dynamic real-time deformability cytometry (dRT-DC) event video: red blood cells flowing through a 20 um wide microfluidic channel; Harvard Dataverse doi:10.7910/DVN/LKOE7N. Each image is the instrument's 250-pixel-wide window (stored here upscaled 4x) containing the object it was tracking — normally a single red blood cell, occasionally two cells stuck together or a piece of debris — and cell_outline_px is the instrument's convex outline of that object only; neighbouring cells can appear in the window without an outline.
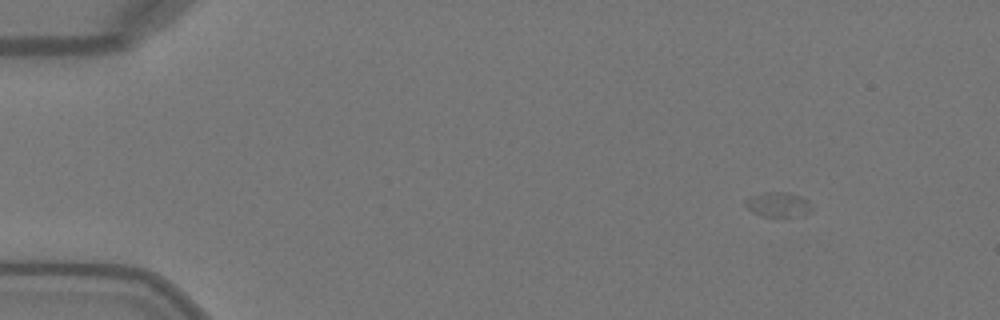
{"species": "Egyptian fruit bat (a non-hibernating species)", "species_latin": "Rousettus aegyptiacus", "temperature_condition": "warm", "stored_images_in_passage": 50, "camera_frame_rate_fps": 3000, "um_per_image_px": 0.085, "animal": {"sex": "female"}, "frame": {"image": 1, "passage_image": 6, "time_ms": 1.667, "image_size_px": [1000, 320], "cell_outline_px": [[812, 212], [804, 216], [784, 220], [760, 216], [752, 212], [744, 204], [744, 200], [768, 192], [784, 192], [800, 196], [808, 200], [812, 208]], "centroid_in_image_um": [66.21, 17.48], "position_along_channel_um": 18.8, "area_um2": 10.12}}
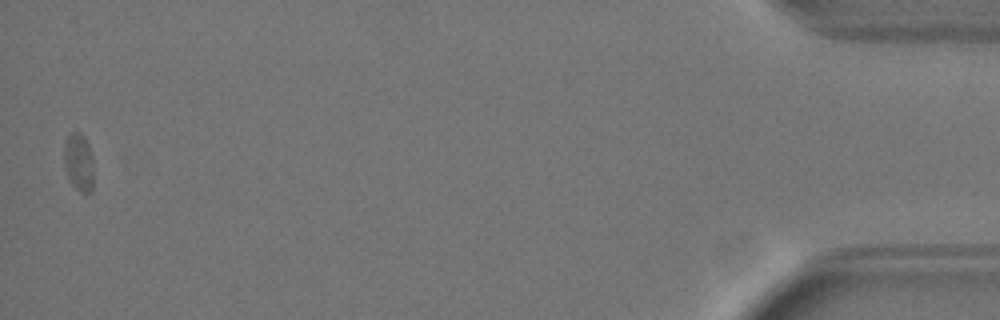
{"frame": {"image": 2, "passage_image": 50, "time_ms": 16.333, "image_size_px": [1000, 320], "cell_outline_px": [[92, 192], [80, 192], [68, 180], [64, 168], [64, 144], [68, 136], [72, 132], [80, 132], [84, 136], [88, 144], [92, 156]], "centroid_in_image_um": [6.67, 13.78], "position_along_channel_um": 428.5, "area_um2": 10.0}}